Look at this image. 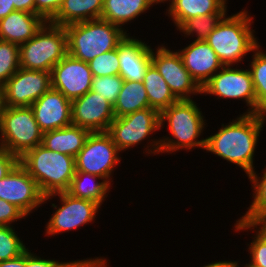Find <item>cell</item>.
Returning a JSON list of instances; mask_svg holds the SVG:
<instances>
[{"label": "cell", "instance_id": "obj_22", "mask_svg": "<svg viewBox=\"0 0 266 267\" xmlns=\"http://www.w3.org/2000/svg\"><path fill=\"white\" fill-rule=\"evenodd\" d=\"M104 0H63L56 15L49 21L67 25L101 18Z\"/></svg>", "mask_w": 266, "mask_h": 267}, {"label": "cell", "instance_id": "obj_16", "mask_svg": "<svg viewBox=\"0 0 266 267\" xmlns=\"http://www.w3.org/2000/svg\"><path fill=\"white\" fill-rule=\"evenodd\" d=\"M62 202V206L56 210L47 223L48 235L75 229L87 224L95 218L98 208L96 202L73 197L68 192L56 193Z\"/></svg>", "mask_w": 266, "mask_h": 267}, {"label": "cell", "instance_id": "obj_13", "mask_svg": "<svg viewBox=\"0 0 266 267\" xmlns=\"http://www.w3.org/2000/svg\"><path fill=\"white\" fill-rule=\"evenodd\" d=\"M151 63L162 75L173 94L179 99H191L189 93H202V87L183 65L179 51L173 52L164 46L152 51Z\"/></svg>", "mask_w": 266, "mask_h": 267}, {"label": "cell", "instance_id": "obj_32", "mask_svg": "<svg viewBox=\"0 0 266 267\" xmlns=\"http://www.w3.org/2000/svg\"><path fill=\"white\" fill-rule=\"evenodd\" d=\"M26 250L11 226H0V261L14 259Z\"/></svg>", "mask_w": 266, "mask_h": 267}, {"label": "cell", "instance_id": "obj_17", "mask_svg": "<svg viewBox=\"0 0 266 267\" xmlns=\"http://www.w3.org/2000/svg\"><path fill=\"white\" fill-rule=\"evenodd\" d=\"M72 101L52 87L30 107L43 133L72 125Z\"/></svg>", "mask_w": 266, "mask_h": 267}, {"label": "cell", "instance_id": "obj_5", "mask_svg": "<svg viewBox=\"0 0 266 267\" xmlns=\"http://www.w3.org/2000/svg\"><path fill=\"white\" fill-rule=\"evenodd\" d=\"M251 20L245 10L231 17H223L205 40L223 66L242 61L247 52L255 51L258 43L249 27Z\"/></svg>", "mask_w": 266, "mask_h": 267}, {"label": "cell", "instance_id": "obj_4", "mask_svg": "<svg viewBox=\"0 0 266 267\" xmlns=\"http://www.w3.org/2000/svg\"><path fill=\"white\" fill-rule=\"evenodd\" d=\"M64 28L67 53L86 63L104 52L116 49L127 36L122 28L101 18L73 23Z\"/></svg>", "mask_w": 266, "mask_h": 267}, {"label": "cell", "instance_id": "obj_47", "mask_svg": "<svg viewBox=\"0 0 266 267\" xmlns=\"http://www.w3.org/2000/svg\"><path fill=\"white\" fill-rule=\"evenodd\" d=\"M156 1H157L158 3H159V2L161 3V2H164V1H166V0H156Z\"/></svg>", "mask_w": 266, "mask_h": 267}, {"label": "cell", "instance_id": "obj_44", "mask_svg": "<svg viewBox=\"0 0 266 267\" xmlns=\"http://www.w3.org/2000/svg\"><path fill=\"white\" fill-rule=\"evenodd\" d=\"M203 267H238V263L232 261H222V262L220 261V262L210 263Z\"/></svg>", "mask_w": 266, "mask_h": 267}, {"label": "cell", "instance_id": "obj_41", "mask_svg": "<svg viewBox=\"0 0 266 267\" xmlns=\"http://www.w3.org/2000/svg\"><path fill=\"white\" fill-rule=\"evenodd\" d=\"M15 10L35 14V0H12Z\"/></svg>", "mask_w": 266, "mask_h": 267}, {"label": "cell", "instance_id": "obj_46", "mask_svg": "<svg viewBox=\"0 0 266 267\" xmlns=\"http://www.w3.org/2000/svg\"><path fill=\"white\" fill-rule=\"evenodd\" d=\"M266 108H264L261 112H260V115L262 117L263 120H265V117H266Z\"/></svg>", "mask_w": 266, "mask_h": 267}, {"label": "cell", "instance_id": "obj_27", "mask_svg": "<svg viewBox=\"0 0 266 267\" xmlns=\"http://www.w3.org/2000/svg\"><path fill=\"white\" fill-rule=\"evenodd\" d=\"M85 177H88L90 180L94 179L93 183L87 185L84 181L86 180ZM97 178L102 179V177L97 175L76 171L67 192L73 197L90 200L101 206L107 191H109L108 189L110 188V183L107 181H103L101 183L95 182Z\"/></svg>", "mask_w": 266, "mask_h": 267}, {"label": "cell", "instance_id": "obj_7", "mask_svg": "<svg viewBox=\"0 0 266 267\" xmlns=\"http://www.w3.org/2000/svg\"><path fill=\"white\" fill-rule=\"evenodd\" d=\"M0 132V147L18 158L42 144L43 132L30 106H4L0 118Z\"/></svg>", "mask_w": 266, "mask_h": 267}, {"label": "cell", "instance_id": "obj_25", "mask_svg": "<svg viewBox=\"0 0 266 267\" xmlns=\"http://www.w3.org/2000/svg\"><path fill=\"white\" fill-rule=\"evenodd\" d=\"M142 82L147 92L149 106L159 113L179 100L152 63L147 67Z\"/></svg>", "mask_w": 266, "mask_h": 267}, {"label": "cell", "instance_id": "obj_29", "mask_svg": "<svg viewBox=\"0 0 266 267\" xmlns=\"http://www.w3.org/2000/svg\"><path fill=\"white\" fill-rule=\"evenodd\" d=\"M263 177L260 178L256 175V172L250 173L249 179L253 182L254 188V200L250 205L246 214L239 219L241 222H250L257 219H266V171ZM260 180V181H259Z\"/></svg>", "mask_w": 266, "mask_h": 267}, {"label": "cell", "instance_id": "obj_31", "mask_svg": "<svg viewBox=\"0 0 266 267\" xmlns=\"http://www.w3.org/2000/svg\"><path fill=\"white\" fill-rule=\"evenodd\" d=\"M19 68V45L0 40V86H3Z\"/></svg>", "mask_w": 266, "mask_h": 267}, {"label": "cell", "instance_id": "obj_30", "mask_svg": "<svg viewBox=\"0 0 266 267\" xmlns=\"http://www.w3.org/2000/svg\"><path fill=\"white\" fill-rule=\"evenodd\" d=\"M226 13H211L186 20L178 29L190 35L196 32L199 41H205Z\"/></svg>", "mask_w": 266, "mask_h": 267}, {"label": "cell", "instance_id": "obj_12", "mask_svg": "<svg viewBox=\"0 0 266 267\" xmlns=\"http://www.w3.org/2000/svg\"><path fill=\"white\" fill-rule=\"evenodd\" d=\"M44 197L37 182L20 163L0 179V199L15 205L27 216L44 202Z\"/></svg>", "mask_w": 266, "mask_h": 267}, {"label": "cell", "instance_id": "obj_1", "mask_svg": "<svg viewBox=\"0 0 266 267\" xmlns=\"http://www.w3.org/2000/svg\"><path fill=\"white\" fill-rule=\"evenodd\" d=\"M264 120L260 114H243L206 138L205 150L241 167L247 175L254 171L253 155Z\"/></svg>", "mask_w": 266, "mask_h": 267}, {"label": "cell", "instance_id": "obj_45", "mask_svg": "<svg viewBox=\"0 0 266 267\" xmlns=\"http://www.w3.org/2000/svg\"><path fill=\"white\" fill-rule=\"evenodd\" d=\"M3 108H4L3 87L0 86V118L2 115Z\"/></svg>", "mask_w": 266, "mask_h": 267}, {"label": "cell", "instance_id": "obj_15", "mask_svg": "<svg viewBox=\"0 0 266 267\" xmlns=\"http://www.w3.org/2000/svg\"><path fill=\"white\" fill-rule=\"evenodd\" d=\"M72 125L94 132H107L115 119L113 106L100 94L90 90L72 100Z\"/></svg>", "mask_w": 266, "mask_h": 267}, {"label": "cell", "instance_id": "obj_8", "mask_svg": "<svg viewBox=\"0 0 266 267\" xmlns=\"http://www.w3.org/2000/svg\"><path fill=\"white\" fill-rule=\"evenodd\" d=\"M118 152L119 149L107 132L90 133L84 147L75 157L76 171L100 176L109 183L111 172L120 160Z\"/></svg>", "mask_w": 266, "mask_h": 267}, {"label": "cell", "instance_id": "obj_40", "mask_svg": "<svg viewBox=\"0 0 266 267\" xmlns=\"http://www.w3.org/2000/svg\"><path fill=\"white\" fill-rule=\"evenodd\" d=\"M261 226V229L257 232V234L266 242V219H257L252 220L250 222H241L237 221L236 230L248 229L253 227Z\"/></svg>", "mask_w": 266, "mask_h": 267}, {"label": "cell", "instance_id": "obj_28", "mask_svg": "<svg viewBox=\"0 0 266 267\" xmlns=\"http://www.w3.org/2000/svg\"><path fill=\"white\" fill-rule=\"evenodd\" d=\"M260 45L255 48L251 69L252 81L256 93V114L266 108V53L258 51Z\"/></svg>", "mask_w": 266, "mask_h": 267}, {"label": "cell", "instance_id": "obj_35", "mask_svg": "<svg viewBox=\"0 0 266 267\" xmlns=\"http://www.w3.org/2000/svg\"><path fill=\"white\" fill-rule=\"evenodd\" d=\"M28 251L29 250L27 248L25 251V267H106V260H104V258L60 263L54 260L38 258L35 255L33 256V254Z\"/></svg>", "mask_w": 266, "mask_h": 267}, {"label": "cell", "instance_id": "obj_24", "mask_svg": "<svg viewBox=\"0 0 266 267\" xmlns=\"http://www.w3.org/2000/svg\"><path fill=\"white\" fill-rule=\"evenodd\" d=\"M156 0H104L101 19L121 27L148 10Z\"/></svg>", "mask_w": 266, "mask_h": 267}, {"label": "cell", "instance_id": "obj_26", "mask_svg": "<svg viewBox=\"0 0 266 267\" xmlns=\"http://www.w3.org/2000/svg\"><path fill=\"white\" fill-rule=\"evenodd\" d=\"M149 107L148 96L143 82L124 80L122 89L113 106L115 118Z\"/></svg>", "mask_w": 266, "mask_h": 267}, {"label": "cell", "instance_id": "obj_23", "mask_svg": "<svg viewBox=\"0 0 266 267\" xmlns=\"http://www.w3.org/2000/svg\"><path fill=\"white\" fill-rule=\"evenodd\" d=\"M211 13H226V0H172L168 10L177 28L190 18Z\"/></svg>", "mask_w": 266, "mask_h": 267}, {"label": "cell", "instance_id": "obj_14", "mask_svg": "<svg viewBox=\"0 0 266 267\" xmlns=\"http://www.w3.org/2000/svg\"><path fill=\"white\" fill-rule=\"evenodd\" d=\"M92 80L88 63L75 59L69 54L51 70V87L71 101L89 92Z\"/></svg>", "mask_w": 266, "mask_h": 267}, {"label": "cell", "instance_id": "obj_42", "mask_svg": "<svg viewBox=\"0 0 266 267\" xmlns=\"http://www.w3.org/2000/svg\"><path fill=\"white\" fill-rule=\"evenodd\" d=\"M0 267H25V252L14 259L0 261Z\"/></svg>", "mask_w": 266, "mask_h": 267}, {"label": "cell", "instance_id": "obj_39", "mask_svg": "<svg viewBox=\"0 0 266 267\" xmlns=\"http://www.w3.org/2000/svg\"><path fill=\"white\" fill-rule=\"evenodd\" d=\"M18 163L17 156L0 147V179L5 177Z\"/></svg>", "mask_w": 266, "mask_h": 267}, {"label": "cell", "instance_id": "obj_38", "mask_svg": "<svg viewBox=\"0 0 266 267\" xmlns=\"http://www.w3.org/2000/svg\"><path fill=\"white\" fill-rule=\"evenodd\" d=\"M63 0H35V14L49 22L58 12Z\"/></svg>", "mask_w": 266, "mask_h": 267}, {"label": "cell", "instance_id": "obj_33", "mask_svg": "<svg viewBox=\"0 0 266 267\" xmlns=\"http://www.w3.org/2000/svg\"><path fill=\"white\" fill-rule=\"evenodd\" d=\"M124 79L120 75L93 77L91 90L104 97L112 106L122 89Z\"/></svg>", "mask_w": 266, "mask_h": 267}, {"label": "cell", "instance_id": "obj_6", "mask_svg": "<svg viewBox=\"0 0 266 267\" xmlns=\"http://www.w3.org/2000/svg\"><path fill=\"white\" fill-rule=\"evenodd\" d=\"M67 54L65 28L45 22L34 37L19 45L20 68L51 72Z\"/></svg>", "mask_w": 266, "mask_h": 267}, {"label": "cell", "instance_id": "obj_37", "mask_svg": "<svg viewBox=\"0 0 266 267\" xmlns=\"http://www.w3.org/2000/svg\"><path fill=\"white\" fill-rule=\"evenodd\" d=\"M25 216L18 207L0 199V226H11L10 222L17 221Z\"/></svg>", "mask_w": 266, "mask_h": 267}, {"label": "cell", "instance_id": "obj_9", "mask_svg": "<svg viewBox=\"0 0 266 267\" xmlns=\"http://www.w3.org/2000/svg\"><path fill=\"white\" fill-rule=\"evenodd\" d=\"M160 128V113L149 107L115 118L107 133L121 152L138 144Z\"/></svg>", "mask_w": 266, "mask_h": 267}, {"label": "cell", "instance_id": "obj_2", "mask_svg": "<svg viewBox=\"0 0 266 267\" xmlns=\"http://www.w3.org/2000/svg\"><path fill=\"white\" fill-rule=\"evenodd\" d=\"M19 163L37 182L44 201L56 193L67 192L76 172L75 157L52 151L42 144L28 150L19 158Z\"/></svg>", "mask_w": 266, "mask_h": 267}, {"label": "cell", "instance_id": "obj_43", "mask_svg": "<svg viewBox=\"0 0 266 267\" xmlns=\"http://www.w3.org/2000/svg\"><path fill=\"white\" fill-rule=\"evenodd\" d=\"M15 11L12 0H0V19L5 18L11 12Z\"/></svg>", "mask_w": 266, "mask_h": 267}, {"label": "cell", "instance_id": "obj_19", "mask_svg": "<svg viewBox=\"0 0 266 267\" xmlns=\"http://www.w3.org/2000/svg\"><path fill=\"white\" fill-rule=\"evenodd\" d=\"M119 75L124 80L143 81L144 73L151 63L152 49L138 39L125 37L117 47Z\"/></svg>", "mask_w": 266, "mask_h": 267}, {"label": "cell", "instance_id": "obj_10", "mask_svg": "<svg viewBox=\"0 0 266 267\" xmlns=\"http://www.w3.org/2000/svg\"><path fill=\"white\" fill-rule=\"evenodd\" d=\"M2 87L4 106H31L51 88V72L19 68Z\"/></svg>", "mask_w": 266, "mask_h": 267}, {"label": "cell", "instance_id": "obj_18", "mask_svg": "<svg viewBox=\"0 0 266 267\" xmlns=\"http://www.w3.org/2000/svg\"><path fill=\"white\" fill-rule=\"evenodd\" d=\"M183 65L202 87L217 69L223 67L217 54L206 41L194 40L179 52Z\"/></svg>", "mask_w": 266, "mask_h": 267}, {"label": "cell", "instance_id": "obj_36", "mask_svg": "<svg viewBox=\"0 0 266 267\" xmlns=\"http://www.w3.org/2000/svg\"><path fill=\"white\" fill-rule=\"evenodd\" d=\"M254 238L248 248L252 261L245 266L266 267V242L258 234Z\"/></svg>", "mask_w": 266, "mask_h": 267}, {"label": "cell", "instance_id": "obj_21", "mask_svg": "<svg viewBox=\"0 0 266 267\" xmlns=\"http://www.w3.org/2000/svg\"><path fill=\"white\" fill-rule=\"evenodd\" d=\"M90 133L87 129L70 125L43 133L42 145L52 151L76 157Z\"/></svg>", "mask_w": 266, "mask_h": 267}, {"label": "cell", "instance_id": "obj_34", "mask_svg": "<svg viewBox=\"0 0 266 267\" xmlns=\"http://www.w3.org/2000/svg\"><path fill=\"white\" fill-rule=\"evenodd\" d=\"M93 77L119 75V57L117 48L104 52L88 62Z\"/></svg>", "mask_w": 266, "mask_h": 267}, {"label": "cell", "instance_id": "obj_11", "mask_svg": "<svg viewBox=\"0 0 266 267\" xmlns=\"http://www.w3.org/2000/svg\"><path fill=\"white\" fill-rule=\"evenodd\" d=\"M221 69L202 86V93L220 98H243L251 107L246 114H256V93L250 71L232 69L230 65Z\"/></svg>", "mask_w": 266, "mask_h": 267}, {"label": "cell", "instance_id": "obj_3", "mask_svg": "<svg viewBox=\"0 0 266 267\" xmlns=\"http://www.w3.org/2000/svg\"><path fill=\"white\" fill-rule=\"evenodd\" d=\"M167 119L170 133L176 140L169 137L153 143L150 153L173 152L180 148L190 149L201 147L205 150L206 139L197 140L200 136L204 121L200 109L192 99H181L160 113V126ZM153 150V152H152Z\"/></svg>", "mask_w": 266, "mask_h": 267}, {"label": "cell", "instance_id": "obj_20", "mask_svg": "<svg viewBox=\"0 0 266 267\" xmlns=\"http://www.w3.org/2000/svg\"><path fill=\"white\" fill-rule=\"evenodd\" d=\"M45 22L38 14L15 10L0 19V40L21 45L34 37Z\"/></svg>", "mask_w": 266, "mask_h": 267}]
</instances>
